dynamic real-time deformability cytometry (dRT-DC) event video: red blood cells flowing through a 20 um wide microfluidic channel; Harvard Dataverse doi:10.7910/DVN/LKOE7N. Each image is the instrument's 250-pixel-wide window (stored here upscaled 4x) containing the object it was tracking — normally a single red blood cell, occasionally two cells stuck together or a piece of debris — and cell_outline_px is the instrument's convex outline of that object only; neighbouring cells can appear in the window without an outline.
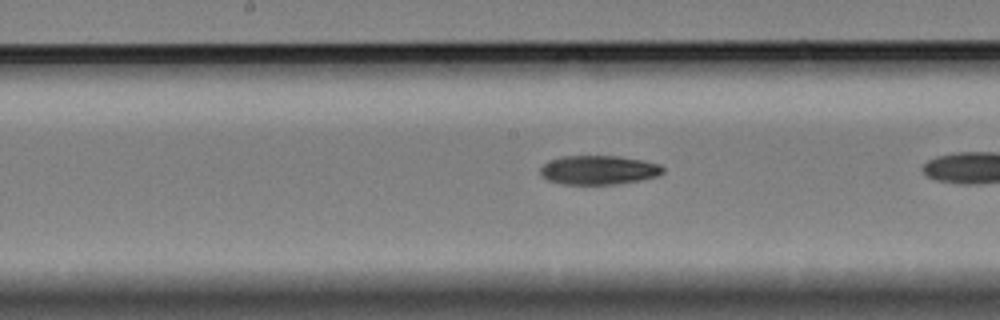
{"species": "Egyptian fruit bat (a non-hibernating species)", "species_latin": "Rousettus aegyptiacus", "temperature_condition": "cold", "stored_images_in_passage": 18, "camera_frame_rate_fps": 3000, "um_per_image_px": 0.085, "animal": {"sex": "female"}, "frame": {"image": 1, "passage_image": 13, "time_ms": 4.0, "image_size_px": [1000, 320], "cell_outline_px": [[664, 172], [656, 176], [640, 180], [616, 184], [560, 184], [548, 180], [540, 176], [540, 168], [548, 160], [560, 156], [620, 156], [660, 164], [664, 168]], "centroid_in_image_um": [50.84, 14.45], "position_along_channel_um": 197.4, "area_um2": 20.87}}